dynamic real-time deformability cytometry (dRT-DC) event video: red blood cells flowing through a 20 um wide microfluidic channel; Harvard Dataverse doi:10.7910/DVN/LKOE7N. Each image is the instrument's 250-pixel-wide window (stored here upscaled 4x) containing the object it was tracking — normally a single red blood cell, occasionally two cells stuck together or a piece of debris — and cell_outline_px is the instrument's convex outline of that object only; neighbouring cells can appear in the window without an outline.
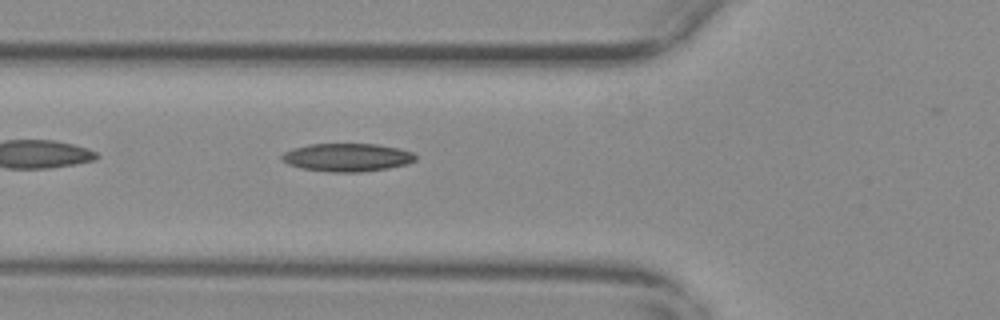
{"species": "common noctule bat (a hibernating species)", "species_latin": "Nyctalus noctula", "temperature_condition": "warm", "stored_images_in_passage": 33, "camera_frame_rate_fps": 3000, "um_per_image_px": 0.085, "animal": {"sex": "female", "body_mass_g": 29.2, "forearm_length_mm": 56.3}, "frame": {"image": 1, "passage_image": 3, "time_ms": 0.667, "image_size_px": [1000, 320], "cell_outline_px": [[416, 160], [408, 164], [388, 168], [360, 172], [332, 172], [300, 168], [288, 164], [280, 160], [280, 156], [284, 152], [292, 148], [308, 144], [376, 144], [400, 148], [412, 152], [416, 156]], "centroid_in_image_um": [29.49, 13.37], "position_along_channel_um": 96.3, "area_um2": 22.08}}
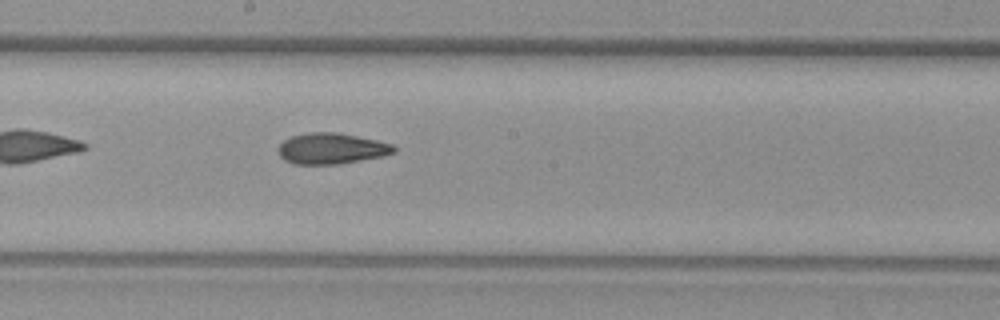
{"frame": {"image": 2, "passage_image": 13, "time_ms": 4.0, "image_size_px": [1000, 320], "cell_outline_px": [[396, 152], [380, 156], [360, 160], [336, 164], [296, 164], [284, 160], [280, 156], [280, 144], [284, 140], [292, 136], [308, 132], [336, 132], [376, 140], [392, 144], [396, 148]], "centroid_in_image_um": [28.17, 12.62], "position_along_channel_um": 220.0, "area_um2": 20.52}}
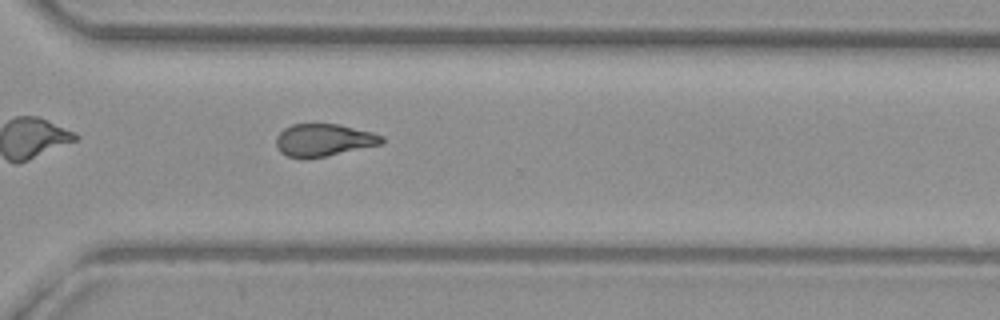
{"frame": {"image": 3, "passage_image": 23, "time_ms": 7.333, "image_size_px": [1000, 320], "cell_outline_px": [[384, 140], [380, 144], [324, 156], [288, 156], [280, 152], [276, 144], [276, 136], [284, 128], [292, 124], [340, 124], [372, 132], [384, 136]], "centroid_in_image_um": [27.52, 11.86], "position_along_channel_um": 343.1, "area_um2": 19.42}, "authors_computed_cell_mechanics": {"area_um2": 20.5768, "velocity_mm_per_s": 3.7019, "shape_relaxation_time_tau1_ms": 10.8253, "shape_relaxation_time_tau2_ms": 3.3101, "deformation_change_tau1": 0.238, "deformation_change_tau2": 0.109}}